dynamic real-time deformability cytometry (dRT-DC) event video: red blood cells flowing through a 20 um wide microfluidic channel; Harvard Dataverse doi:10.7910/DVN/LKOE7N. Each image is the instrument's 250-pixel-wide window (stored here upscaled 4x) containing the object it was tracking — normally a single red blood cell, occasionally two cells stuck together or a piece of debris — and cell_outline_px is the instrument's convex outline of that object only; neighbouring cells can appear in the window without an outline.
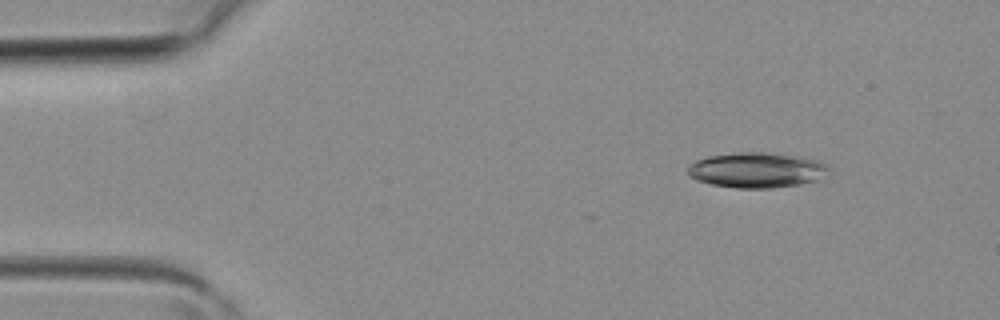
{"species": "common noctule bat (a hibernating species)", "species_latin": "Nyctalus noctula", "temperature_condition": "room temperature", "stored_images_in_passage": 3, "camera_frame_rate_fps": 3000, "um_per_image_px": 0.085, "animal": {"sex": "female", "body_mass_g": 19.3, "forearm_length_mm": 54.1}, "frame": {"image": 1, "passage_image": 2, "time_ms": 0.333, "image_size_px": [1000, 320], "cell_outline_px": [[832, 168], [816, 180], [800, 184], [772, 188], [736, 188], [712, 184], [696, 180], [688, 172], [688, 164], [696, 160], [708, 156], [740, 152], [764, 152], [796, 156], [816, 160], [828, 164]], "centroid_in_image_um": [64.31, 14.45], "position_along_channel_um": 20.7, "area_um2": 28.84}}